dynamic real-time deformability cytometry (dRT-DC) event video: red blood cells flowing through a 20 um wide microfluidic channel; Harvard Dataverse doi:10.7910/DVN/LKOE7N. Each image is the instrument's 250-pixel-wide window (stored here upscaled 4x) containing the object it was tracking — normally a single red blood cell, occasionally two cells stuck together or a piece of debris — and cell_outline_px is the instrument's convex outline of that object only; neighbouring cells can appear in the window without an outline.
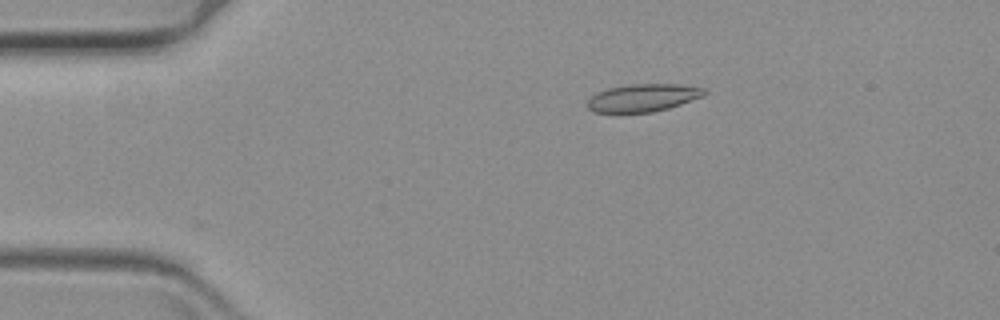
{"species": "common noctule bat (a hibernating species)", "species_latin": "Nyctalus noctula", "temperature_condition": "warm", "stored_images_in_passage": 52, "camera_frame_rate_fps": 3000, "um_per_image_px": 0.085, "animal": {"sex": "female", "body_mass_g": 19.3, "forearm_length_mm": 54.1}, "frame": {"image": 1, "passage_image": 1, "time_ms": 0.0, "image_size_px": [1000, 320], "cell_outline_px": [[708, 92], [704, 96], [668, 108], [652, 112], [616, 116], [596, 112], [588, 108], [588, 100], [596, 92], [608, 88], [628, 84], [680, 84], [704, 88]], "centroid_in_image_um": [54.6, 8.35], "position_along_channel_um": 30.4, "area_um2": 19.59}}
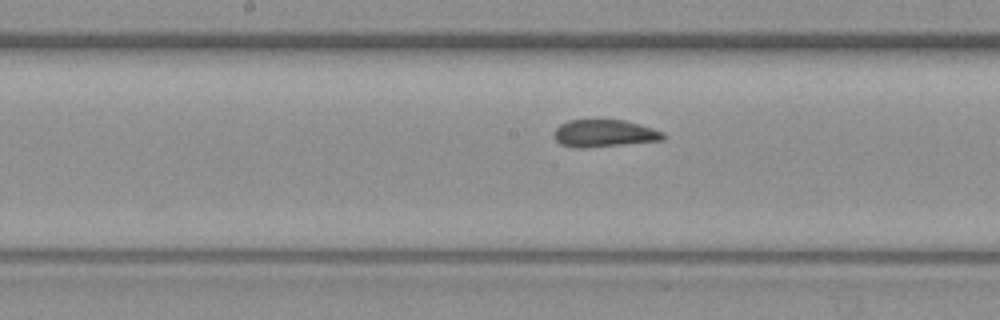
{"frame": {"image": 2, "passage_image": 21, "time_ms": 6.667, "image_size_px": [1000, 320], "cell_outline_px": [[668, 136], [664, 140], [584, 148], [572, 148], [560, 144], [552, 136], [552, 132], [560, 124], [568, 120], [624, 120], [640, 124], [664, 132]], "centroid_in_image_um": [51.34, 11.34], "position_along_channel_um": 196.9, "area_um2": 17.63}}
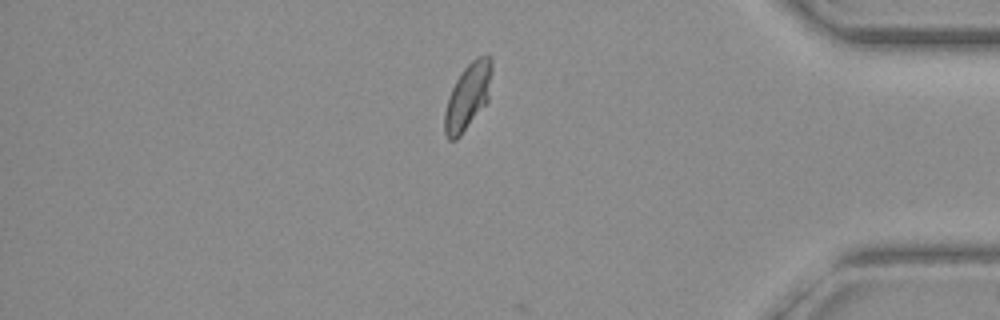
{"frame": {"image": 3, "passage_image": 42, "time_ms": 13.667, "image_size_px": [1000, 320], "cell_outline_px": [[492, 72], [488, 100], [460, 136], [456, 140], [448, 140], [444, 132], [444, 112], [448, 96], [456, 80], [464, 68], [476, 56], [492, 56]], "centroid_in_image_um": [39.75, 8.19], "position_along_channel_um": 395.4, "area_um2": 18.15}}